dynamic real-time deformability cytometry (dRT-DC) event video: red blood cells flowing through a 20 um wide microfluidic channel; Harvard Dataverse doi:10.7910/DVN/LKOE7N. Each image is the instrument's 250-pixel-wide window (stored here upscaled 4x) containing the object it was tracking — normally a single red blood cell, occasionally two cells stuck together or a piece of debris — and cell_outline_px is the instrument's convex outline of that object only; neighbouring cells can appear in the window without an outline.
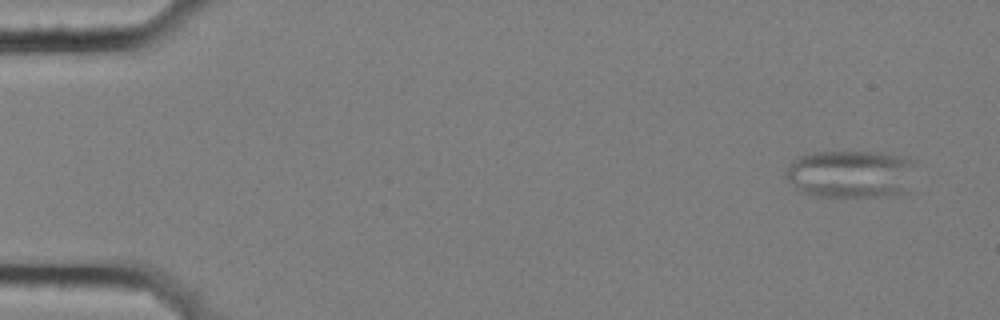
{"species": "common noctule bat (a hibernating species)", "species_latin": "Nyctalus noctula", "temperature_condition": "cold", "stored_images_in_passage": 5, "camera_frame_rate_fps": 3000, "um_per_image_px": 0.085, "animal": {"sex": "female", "body_mass_g": 25.1}, "frame": {"image": 1, "passage_image": 1, "time_ms": 0.0, "image_size_px": [1000, 320], "cell_outline_px": [[916, 160], [900, 192], [888, 196], [812, 196], [800, 192], [784, 176], [784, 172], [792, 160], [796, 156], [816, 152], [880, 152]], "centroid_in_image_um": [72.16, 14.77], "position_along_channel_um": 12.8, "area_um2": 35.6}}
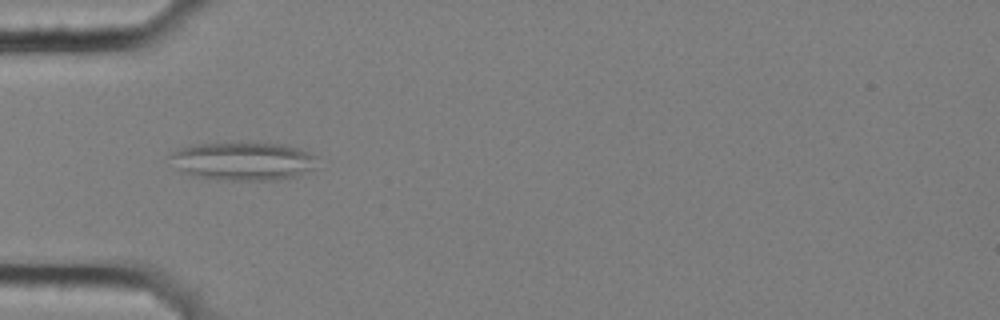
{"frame": {"image": 2, "passage_image": 4, "time_ms": 1.0, "image_size_px": [1000, 320], "cell_outline_px": [[316, 156], [312, 168], [296, 176], [276, 180], [220, 180], [196, 176], [184, 172], [180, 168], [172, 156], [172, 152], [180, 148], [200, 144], [280, 144], [296, 148]], "centroid_in_image_um": [20.69, 13.72], "position_along_channel_um": 64.3, "area_um2": 31.5}}